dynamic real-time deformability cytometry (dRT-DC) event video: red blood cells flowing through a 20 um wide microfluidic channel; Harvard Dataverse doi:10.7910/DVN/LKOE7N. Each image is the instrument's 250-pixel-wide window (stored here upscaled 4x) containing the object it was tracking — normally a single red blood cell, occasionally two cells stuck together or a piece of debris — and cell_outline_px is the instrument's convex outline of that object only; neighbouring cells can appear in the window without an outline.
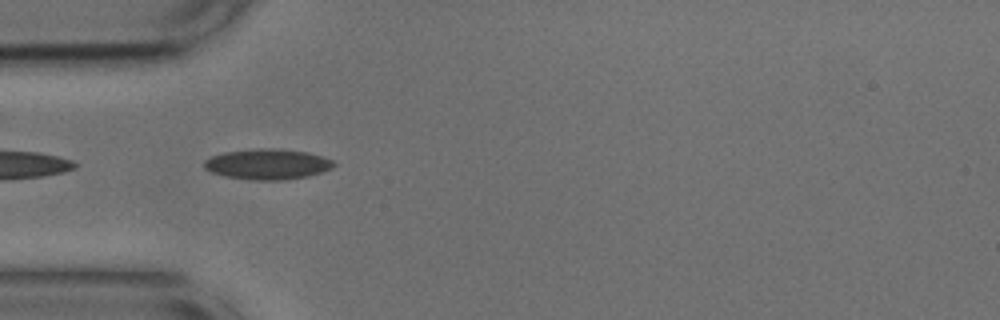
{"species": "common noctule bat (a hibernating species)", "species_latin": "Nyctalus noctula", "temperature_condition": "cold", "stored_images_in_passage": 9, "camera_frame_rate_fps": 3000, "um_per_image_px": 0.085, "animal": {"sex": "male", "body_mass_g": 17.9, "forearm_length_mm": 54.2}, "frame": {"image": 1, "passage_image": 1, "time_ms": 0.0, "image_size_px": [1000, 320], "cell_outline_px": [[336, 164], [332, 168], [308, 176], [284, 180], [252, 180], [224, 176], [212, 172], [204, 168], [204, 160], [212, 156], [224, 152], [256, 148], [280, 148], [308, 152], [324, 156], [332, 160]], "centroid_in_image_um": [22.75, 13.94], "position_along_channel_um": 62.2, "area_um2": 23.24}}